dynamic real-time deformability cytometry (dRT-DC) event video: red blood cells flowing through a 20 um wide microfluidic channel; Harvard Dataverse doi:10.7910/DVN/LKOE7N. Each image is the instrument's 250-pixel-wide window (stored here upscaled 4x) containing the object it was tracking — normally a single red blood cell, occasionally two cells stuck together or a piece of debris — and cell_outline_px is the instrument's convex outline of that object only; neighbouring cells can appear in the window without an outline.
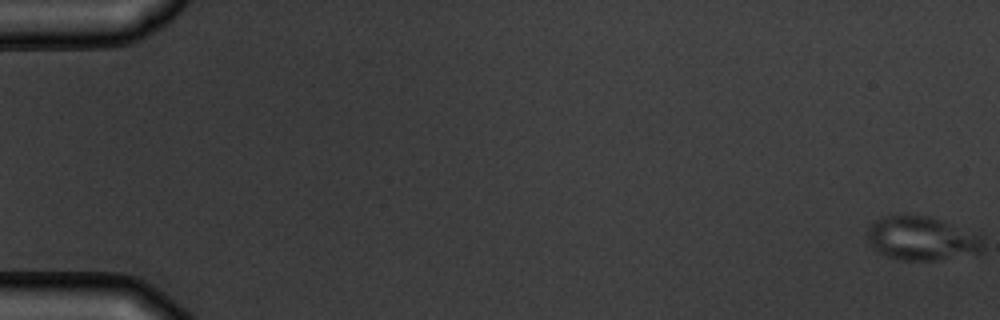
{"species": "common noctule bat (a hibernating species)", "species_latin": "Nyctalus noctula", "temperature_condition": "warm", "stored_images_in_passage": 6, "camera_frame_rate_fps": 3000, "um_per_image_px": 0.085, "animal": {"sex": "male", "body_mass_g": 19.5, "forearm_length_mm": 54.6}, "frame": {"image": 1, "passage_image": 1, "time_ms": 0.0, "image_size_px": [1000, 320], "cell_outline_px": [[984, 252], [936, 260], [900, 260], [876, 252], [868, 244], [868, 224], [884, 216], [932, 216], [980, 232], [984, 236]], "centroid_in_image_um": [78.43, 20.26], "position_along_channel_um": 6.6, "area_um2": 30.35}}